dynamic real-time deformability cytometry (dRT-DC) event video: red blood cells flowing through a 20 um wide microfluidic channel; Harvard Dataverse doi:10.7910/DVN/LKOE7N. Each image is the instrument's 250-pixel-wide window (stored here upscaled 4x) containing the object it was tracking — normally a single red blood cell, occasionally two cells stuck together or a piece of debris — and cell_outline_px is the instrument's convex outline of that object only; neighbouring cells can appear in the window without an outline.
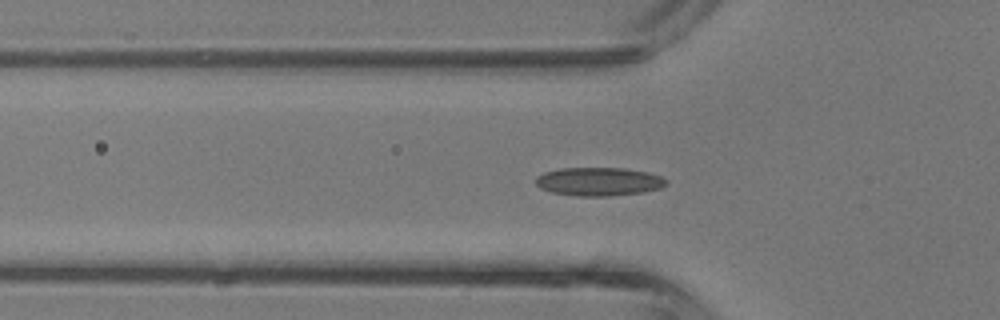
{"species": "common noctule bat (a hibernating species)", "species_latin": "Nyctalus noctula", "temperature_condition": "room temperature", "stored_images_in_passage": 33, "camera_frame_rate_fps": 3000, "um_per_image_px": 0.085, "animal": {"sex": "male", "body_mass_g": 13.3}, "frame": {"image": 1, "passage_image": 5, "time_ms": 1.333, "image_size_px": [1000, 320], "cell_outline_px": [[668, 184], [660, 188], [644, 192], [612, 196], [576, 196], [552, 192], [540, 188], [536, 184], [536, 176], [544, 172], [560, 168], [624, 168], [648, 172], [660, 176], [668, 180]], "centroid_in_image_um": [50.91, 15.43], "position_along_channel_um": 74.9, "area_um2": 21.79}}
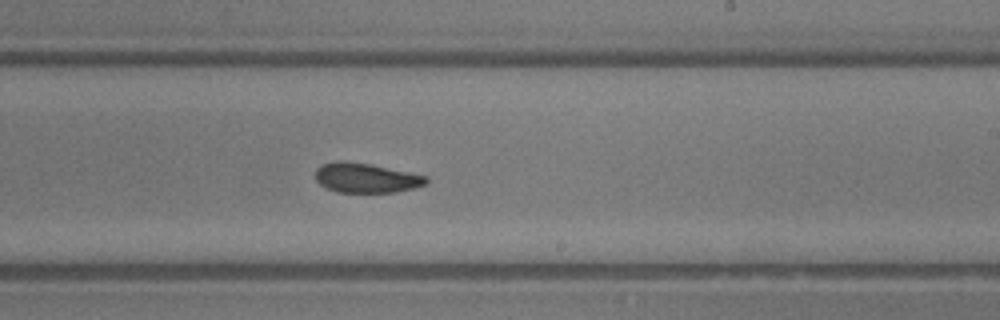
{"frame": {"image": 2, "passage_image": 16, "time_ms": 5.0, "image_size_px": [1000, 320], "cell_outline_px": [[428, 184], [416, 188], [396, 192], [336, 192], [324, 188], [316, 180], [316, 168], [320, 164], [336, 160], [344, 160], [368, 164], [428, 176]], "centroid_in_image_um": [31.1, 15.12], "position_along_channel_um": 257.9, "area_um2": 19.36}}
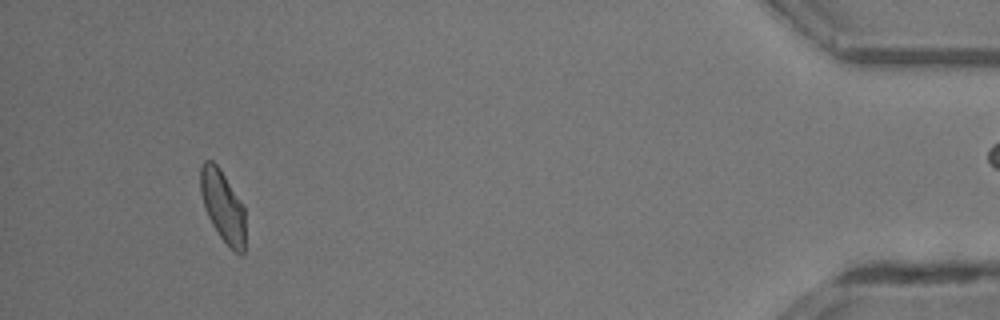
{"frame": {"image": 3, "passage_image": 30, "time_ms": 9.667, "image_size_px": [1000, 320], "cell_outline_px": [[244, 252], [236, 252], [220, 236], [212, 224], [208, 216], [200, 192], [200, 164], [204, 160], [212, 160], [220, 168], [240, 200], [244, 208]], "centroid_in_image_um": [18.91, 17.44], "position_along_channel_um": 416.3, "area_um2": 18.32}, "authors_computed_cell_mechanics": {"area_um2": 19.4786, "velocity_mm_per_s": 4.9767, "shape_relaxation_time_tau1_ms": null, "shape_relaxation_time_tau2_ms": 3.0827, "deformation_change_tau1": null, "deformation_change_tau2": 0.1042}}